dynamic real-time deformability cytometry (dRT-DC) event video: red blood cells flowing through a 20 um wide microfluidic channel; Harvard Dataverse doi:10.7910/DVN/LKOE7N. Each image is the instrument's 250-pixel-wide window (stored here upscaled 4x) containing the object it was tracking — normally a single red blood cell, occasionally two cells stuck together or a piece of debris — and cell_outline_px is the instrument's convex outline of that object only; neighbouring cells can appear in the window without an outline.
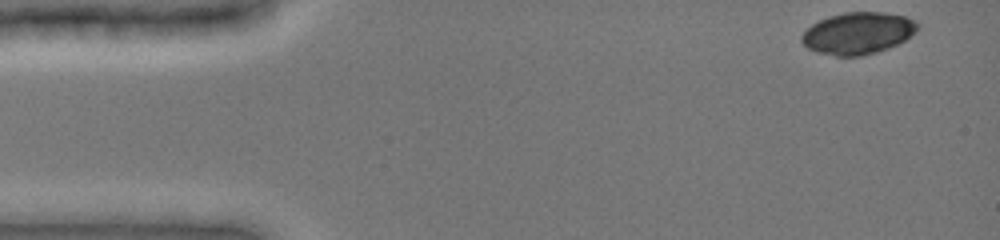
{"species": "common noctule bat (a hibernating species)", "species_latin": "Nyctalus noctula", "temperature_condition": "cold", "stored_images_in_passage": 44, "camera_frame_rate_fps": 3000, "um_per_image_px": 0.085, "animal": {"sex": "female", "body_mass_g": 19.0, "forearm_length_mm": 51.5}, "frame": {"image": 1, "passage_image": 1, "time_ms": 0.0, "image_size_px": [1000, 240], "cell_outline_px": [[920, 28], [916, 32], [904, 40], [888, 48], [876, 52], [860, 56], [836, 56], [820, 52], [808, 48], [800, 40], [800, 36], [812, 24], [828, 16], [844, 12], [884, 12], [904, 16], [916, 20], [920, 24]], "centroid_in_image_um": [72.95, 2.81], "position_along_channel_um": 12.0, "area_um2": 28.26}}
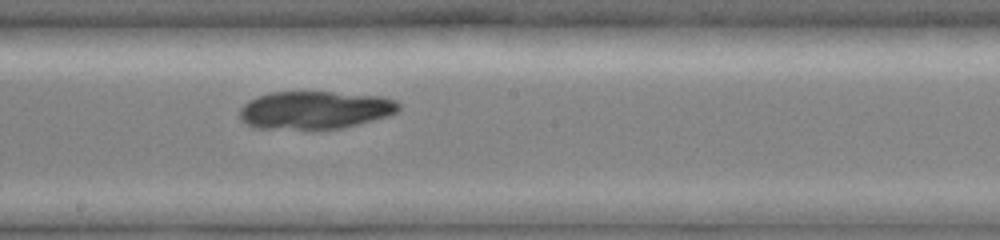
{"frame": {"image": 2, "passage_image": 25, "time_ms": 8.0, "image_size_px": [1000, 240], "cell_outline_px": [[400, 108], [396, 112], [388, 116], [340, 128], [256, 128], [240, 120], [240, 108], [248, 100], [272, 92], [332, 92], [384, 96], [396, 100], [400, 104]], "centroid_in_image_um": [26.79, 9.33], "position_along_channel_um": 221.4, "area_um2": 34.8}}
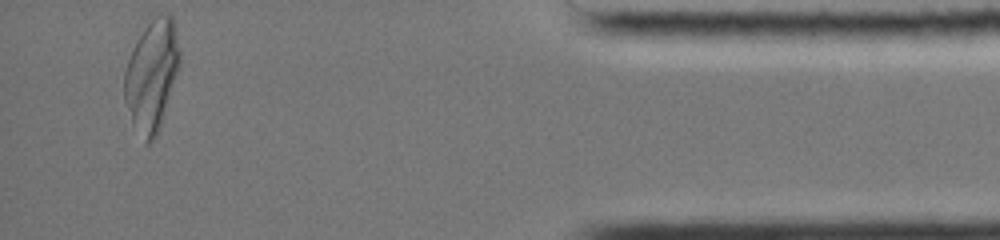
{"frame": {"image": 3, "passage_image": 44, "time_ms": 14.333, "image_size_px": [1000, 240], "cell_outline_px": [[180, 64], [156, 136], [148, 144], [144, 144], [132, 124], [124, 100], [124, 68], [132, 48], [144, 20], [148, 16], [160, 12], [168, 12], [172, 16], [176, 24], [180, 52]], "centroid_in_image_um": [12.88, 6.26], "position_along_channel_um": 422.3, "area_um2": 36.88}}